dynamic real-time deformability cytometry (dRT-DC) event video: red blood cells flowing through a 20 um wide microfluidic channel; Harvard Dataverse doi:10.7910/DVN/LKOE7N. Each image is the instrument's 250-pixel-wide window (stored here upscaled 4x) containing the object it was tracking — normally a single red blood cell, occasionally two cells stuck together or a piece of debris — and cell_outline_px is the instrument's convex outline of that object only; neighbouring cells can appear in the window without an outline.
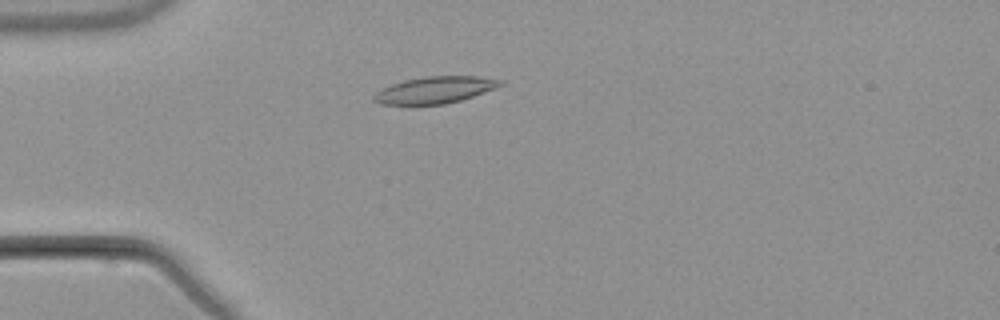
{"species": "common noctule bat (a hibernating species)", "species_latin": "Nyctalus noctula", "temperature_condition": "warm", "stored_images_in_passage": 2, "camera_frame_rate_fps": 3000, "um_per_image_px": 0.085, "animal": {"sex": "male", "body_mass_g": 21.5, "forearm_length_mm": 52.0}, "frame": {"image": 1, "passage_image": 2, "time_ms": 1.333, "image_size_px": [1000, 320], "cell_outline_px": [[504, 84], [496, 88], [460, 100], [444, 104], [380, 104], [372, 100], [372, 96], [376, 92], [392, 84], [404, 80], [424, 76], [476, 76], [504, 80]], "centroid_in_image_um": [36.97, 7.63], "position_along_channel_um": 48.0, "area_um2": 19.59}}